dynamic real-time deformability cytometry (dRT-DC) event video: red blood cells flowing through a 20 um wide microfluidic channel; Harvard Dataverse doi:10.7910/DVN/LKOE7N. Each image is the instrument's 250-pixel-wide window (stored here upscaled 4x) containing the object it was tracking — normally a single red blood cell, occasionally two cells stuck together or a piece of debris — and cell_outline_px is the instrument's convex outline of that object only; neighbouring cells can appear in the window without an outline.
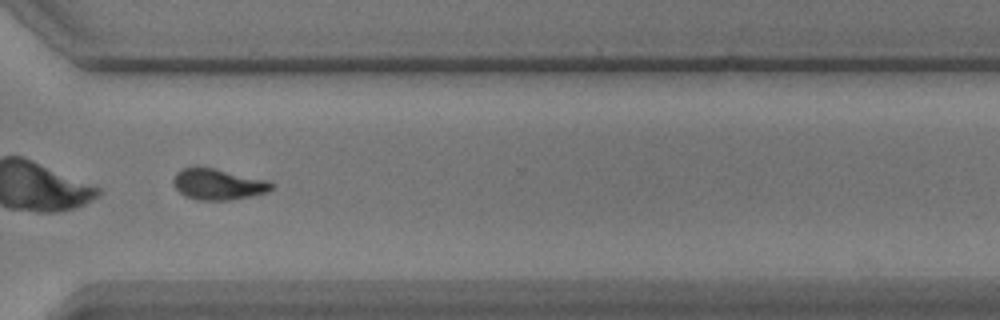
{"species": "common noctule bat (a hibernating species)", "species_latin": "Nyctalus noctula", "temperature_condition": "warm", "stored_images_in_passage": 57, "camera_frame_rate_fps": 3000, "um_per_image_px": 0.085, "animal": {"sex": "male", "body_mass_g": 17.9}, "frame": {"image": 1, "passage_image": 43, "time_ms": 14.0, "image_size_px": [1000, 320], "cell_outline_px": [[272, 188], [268, 192], [228, 200], [200, 200], [184, 196], [172, 184], [172, 180], [176, 172], [184, 168], [196, 164], [216, 168], [268, 180], [272, 184]], "centroid_in_image_um": [18.48, 15.62], "position_along_channel_um": 352.1, "area_um2": 18.03}, "authors_computed_cell_mechanics": {"area_um2": 18.0336, "velocity_mm_per_s": 3.4996, "shape_relaxation_time_tau1_ms": 3.4911, "shape_relaxation_time_tau2_ms": 1.7866, "deformation_change_tau1": 0.1538, "deformation_change_tau2": 0.0793}}